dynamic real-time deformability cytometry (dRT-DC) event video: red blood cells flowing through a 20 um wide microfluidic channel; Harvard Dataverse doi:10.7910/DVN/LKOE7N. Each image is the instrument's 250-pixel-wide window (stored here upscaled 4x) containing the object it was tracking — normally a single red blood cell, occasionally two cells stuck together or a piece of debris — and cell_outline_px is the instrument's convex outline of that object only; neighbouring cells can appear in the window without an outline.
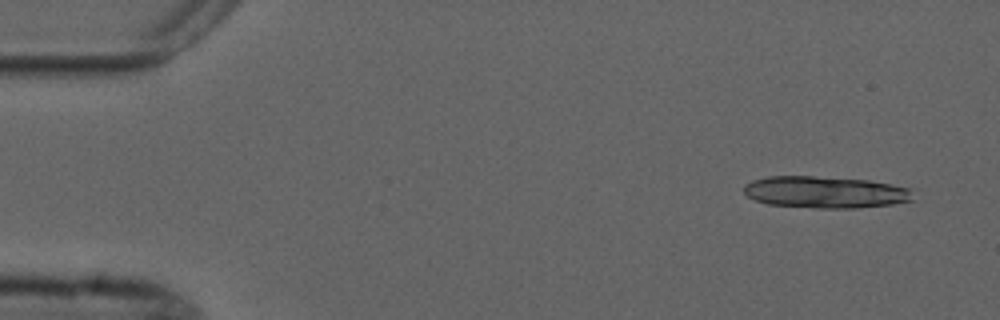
{"species": "common noctule bat (a hibernating species)", "species_latin": "Nyctalus noctula", "temperature_condition": "cold", "stored_images_in_passage": 4, "camera_frame_rate_fps": 3000, "um_per_image_px": 0.085, "animal": {"sex": "male", "forearm_length_mm": 52.5}, "frame": {"image": 1, "passage_image": 1, "time_ms": 0.0, "image_size_px": [1000, 320], "cell_outline_px": [[916, 188], [912, 200], [892, 204], [856, 208], [816, 208], [768, 204], [756, 200], [748, 196], [744, 192], [744, 184], [752, 180], [768, 176], [812, 176], [868, 180]], "centroid_in_image_um": [70.2, 16.33], "position_along_channel_um": 14.8, "area_um2": 31.62}}